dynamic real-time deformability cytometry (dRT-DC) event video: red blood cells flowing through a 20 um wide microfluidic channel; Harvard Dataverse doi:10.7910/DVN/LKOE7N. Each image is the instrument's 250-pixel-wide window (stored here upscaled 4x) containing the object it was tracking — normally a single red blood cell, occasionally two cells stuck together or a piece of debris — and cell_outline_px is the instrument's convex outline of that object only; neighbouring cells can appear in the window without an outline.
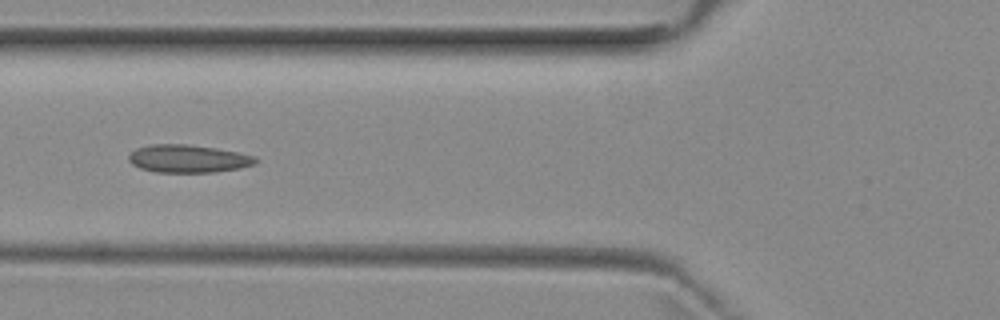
{"species": "common noctule bat (a hibernating species)", "species_latin": "Nyctalus noctula", "temperature_condition": "room temperature", "stored_images_in_passage": 5, "camera_frame_rate_fps": 3000, "um_per_image_px": 0.085, "animal": {"sex": "female", "body_mass_g": 29.2, "forearm_length_mm": 56.3}, "frame": {"image": 1, "passage_image": 5, "time_ms": 6.0, "image_size_px": [1000, 320], "cell_outline_px": [[260, 160], [256, 164], [240, 168], [216, 172], [156, 172], [140, 168], [132, 164], [128, 160], [128, 156], [136, 148], [148, 144], [188, 144], [216, 148], [256, 156]], "centroid_in_image_um": [16.01, 13.48], "position_along_channel_um": 109.8, "area_um2": 20.75}}